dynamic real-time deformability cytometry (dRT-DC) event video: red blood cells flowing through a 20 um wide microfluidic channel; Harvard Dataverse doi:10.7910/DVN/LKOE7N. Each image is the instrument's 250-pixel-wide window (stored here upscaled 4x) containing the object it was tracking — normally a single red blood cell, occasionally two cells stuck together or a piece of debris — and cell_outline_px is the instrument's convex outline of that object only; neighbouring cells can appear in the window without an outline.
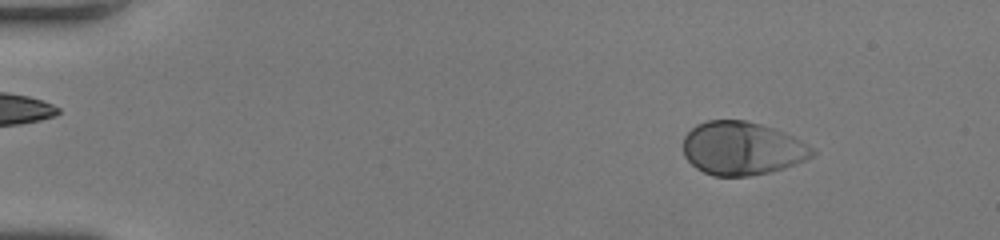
{"species": "human", "species_latin": "Homo sapiens", "temperature_condition": "room temperature", "stored_images_in_passage": 50, "camera_frame_rate_fps": 3000, "um_per_image_px": 0.085, "donor": {"sex": "female"}, "frame": {"image": 1, "passage_image": 6, "time_ms": 1.667, "image_size_px": [1000, 240], "cell_outline_px": [[816, 152], [812, 156], [804, 160], [784, 168], [768, 172], [748, 176], [712, 176], [696, 168], [684, 156], [684, 136], [696, 124], [708, 120], [744, 120], [760, 124], [784, 132], [800, 140], [812, 148]], "centroid_in_image_um": [63.05, 12.61], "position_along_channel_um": 22.0, "area_um2": 39.88}}
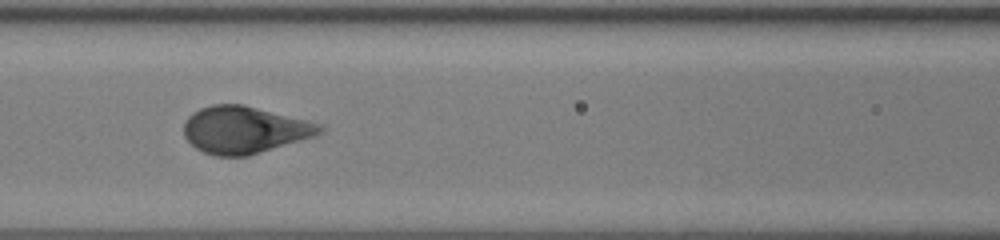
{"frame": {"image": 2, "passage_image": 23, "time_ms": 7.333, "image_size_px": [1000, 240], "cell_outline_px": [[324, 132], [316, 136], [248, 156], [216, 156], [204, 152], [196, 148], [184, 136], [184, 124], [188, 116], [192, 112], [200, 108], [212, 104], [244, 104], [304, 120], [316, 124], [324, 128]], "centroid_in_image_um": [20.75, 11.04], "position_along_channel_um": 145.9, "area_um2": 37.11}}
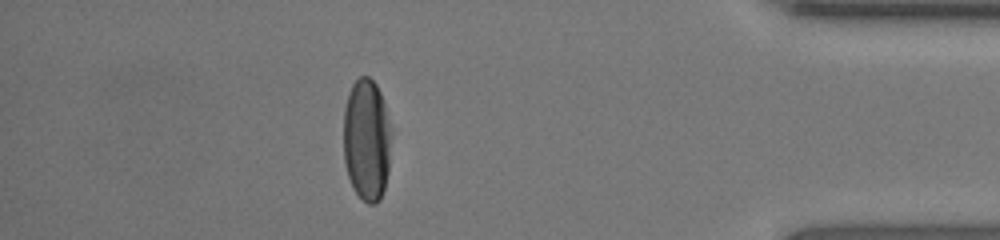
{"frame": {"image": 3, "passage_image": 44, "time_ms": 14.333, "image_size_px": [1000, 240], "cell_outline_px": [[392, 128], [388, 172], [384, 188], [380, 200], [376, 204], [368, 204], [352, 188], [348, 176], [344, 160], [344, 108], [348, 92], [352, 84], [360, 76], [368, 76], [376, 84], [380, 92]], "centroid_in_image_um": [31.17, 11.88], "position_along_channel_um": 404.0, "area_um2": 34.39}, "authors_computed_cell_mechanics": {"area_um2": 38.7838, "velocity_mm_per_s": 4.2171, "shape_relaxation_time_tau1_ms": 2.4431, "shape_relaxation_time_tau2_ms": null, "deformation_change_tau1": 0.1659, "deformation_change_tau2": null}}